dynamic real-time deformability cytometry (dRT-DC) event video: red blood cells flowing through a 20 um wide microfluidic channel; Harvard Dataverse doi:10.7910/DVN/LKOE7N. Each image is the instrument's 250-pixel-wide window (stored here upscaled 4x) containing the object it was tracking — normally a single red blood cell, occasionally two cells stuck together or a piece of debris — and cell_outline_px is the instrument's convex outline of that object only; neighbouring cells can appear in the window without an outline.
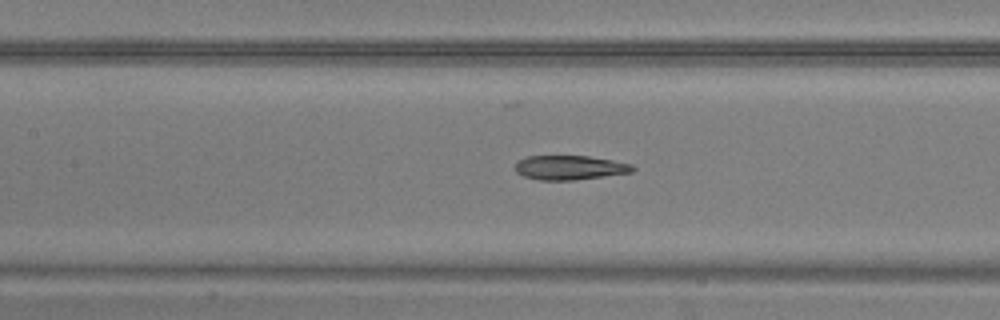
{"species": "common noctule bat (a hibernating species)", "species_latin": "Nyctalus noctula", "temperature_condition": "warm", "stored_images_in_passage": 26, "segment_of_instrument_passage": [2, 2], "camera_frame_rate_fps": 3000, "um_per_image_px": 0.085, "animal": {"sex": "male", "body_mass_g": 20.5, "forearm_length_mm": 52.5}, "frame": {"image": 1, "passage_image": 26, "time_ms": 8.333, "image_size_px": [1000, 320], "cell_outline_px": [[636, 168], [632, 172], [572, 180], [540, 180], [524, 176], [516, 172], [516, 160], [528, 156], [588, 156], [612, 160], [632, 164]], "centroid_in_image_um": [48.41, 14.24], "position_along_channel_um": 159.0, "area_um2": 16.53}}